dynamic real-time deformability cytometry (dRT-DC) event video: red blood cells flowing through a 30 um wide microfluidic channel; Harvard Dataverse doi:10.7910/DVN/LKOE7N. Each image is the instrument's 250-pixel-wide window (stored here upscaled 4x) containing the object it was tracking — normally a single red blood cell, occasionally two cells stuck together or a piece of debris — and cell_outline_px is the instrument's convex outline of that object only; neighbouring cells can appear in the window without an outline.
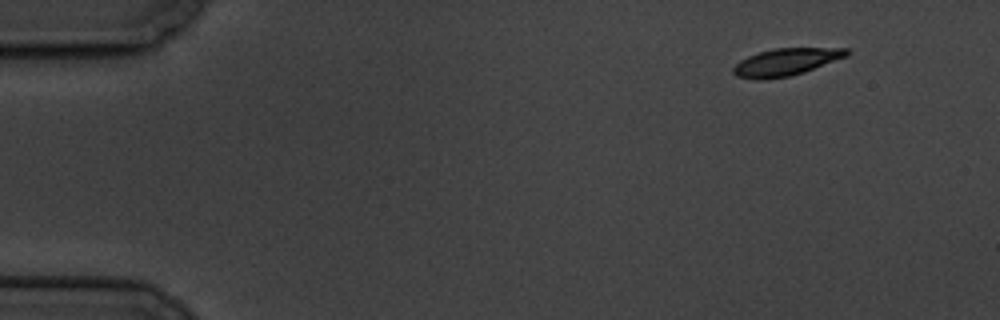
{"species": "common noctule bat (a hibernating species)", "species_latin": "Nyctalus noctula", "temperature_condition": "cold", "stored_images_in_passage": 9, "camera_frame_rate_fps": 3000, "um_per_image_px": 0.085, "animal": {"sex": "male", "body_mass_g": 19.5, "forearm_length_mm": 54.6}, "frame": {"image": 1, "passage_image": 1, "time_ms": 0.0, "image_size_px": [1000, 320], "cell_outline_px": [[852, 52], [848, 56], [804, 72], [788, 76], [764, 80], [756, 80], [736, 76], [732, 72], [732, 68], [740, 60], [748, 56], [772, 48], [848, 48]], "centroid_in_image_um": [66.81, 5.27], "position_along_channel_um": 18.2, "area_um2": 18.15}}
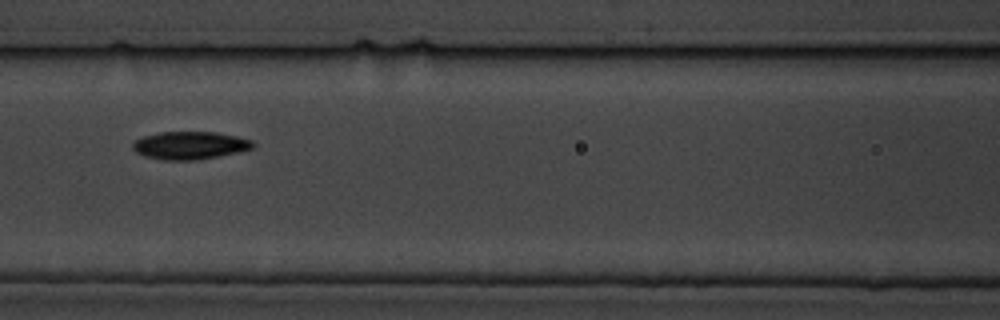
{"frame": {"image": 2, "passage_image": 7, "time_ms": 7.0, "image_size_px": [1000, 320], "cell_outline_px": [[256, 144], [252, 148], [240, 152], [200, 160], [164, 160], [144, 156], [136, 152], [132, 148], [132, 144], [136, 140], [144, 136], [160, 132], [216, 132], [236, 136], [252, 140]], "centroid_in_image_um": [16.16, 12.36], "position_along_channel_um": 150.4, "area_um2": 19.59}}
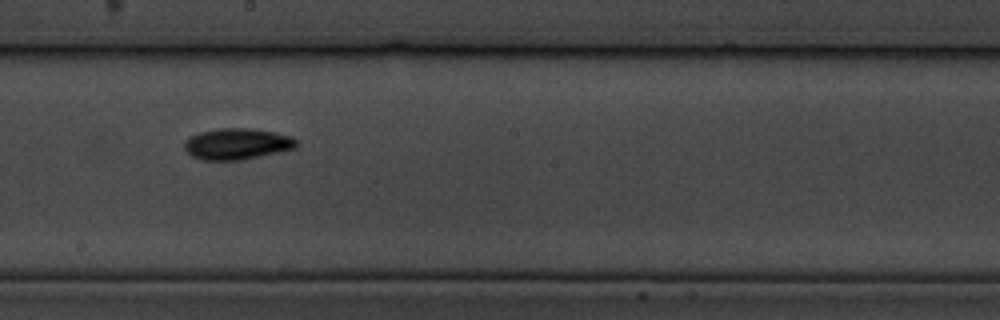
{"frame": {"image": 3, "passage_image": 9, "time_ms": 9.333, "image_size_px": [1000, 320], "cell_outline_px": [[300, 144], [296, 148], [244, 160], [200, 160], [192, 156], [184, 148], [184, 144], [192, 136], [200, 132], [220, 128], [248, 128], [276, 132], [292, 136]], "centroid_in_image_um": [20.2, 12.24], "position_along_channel_um": 228.0, "area_um2": 20.46}}